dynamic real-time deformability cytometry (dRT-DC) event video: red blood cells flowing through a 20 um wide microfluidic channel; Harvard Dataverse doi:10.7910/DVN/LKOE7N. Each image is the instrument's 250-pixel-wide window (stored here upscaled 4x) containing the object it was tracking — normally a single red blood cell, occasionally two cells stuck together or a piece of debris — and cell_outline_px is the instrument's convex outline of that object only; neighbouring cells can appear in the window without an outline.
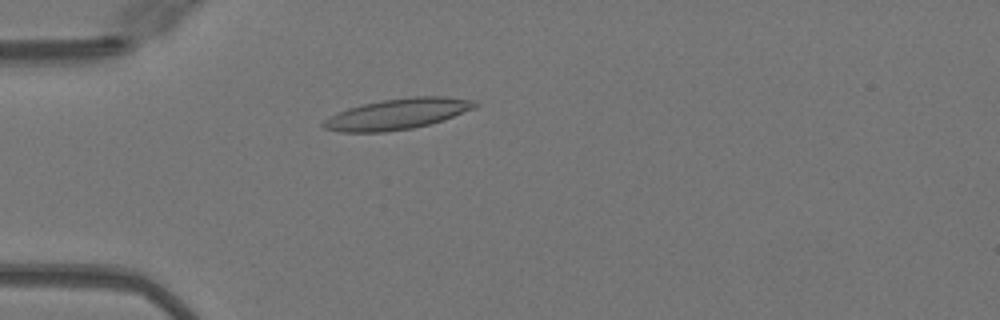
{"species": "Egyptian fruit bat (a non-hibernating species)", "species_latin": "Rousettus aegyptiacus", "temperature_condition": "warm", "stored_images_in_passage": 51, "camera_frame_rate_fps": 3000, "um_per_image_px": 0.085, "animal": {"sex": "female"}, "frame": {"image": 1, "passage_image": 15, "time_ms": 4.667, "image_size_px": [1000, 320], "cell_outline_px": [[480, 104], [476, 108], [444, 120], [412, 128], [384, 132], [340, 132], [324, 128], [320, 124], [324, 120], [348, 108], [364, 104], [384, 100], [412, 96], [444, 96], [472, 100]], "centroid_in_image_um": [33.83, 9.69], "position_along_channel_um": 51.2, "area_um2": 26.99}}
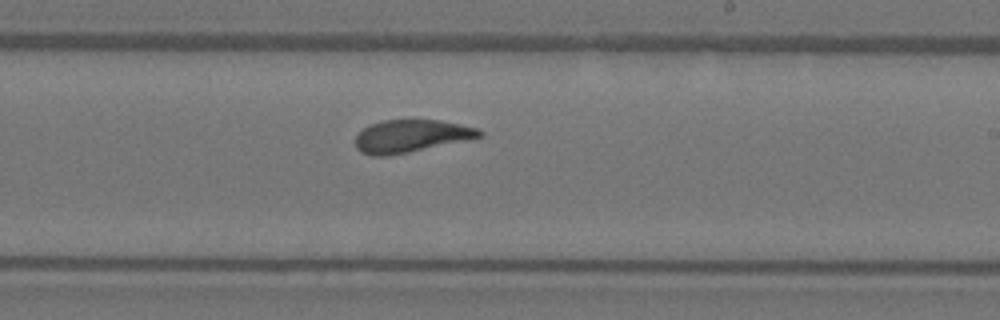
{"frame": {"image": 2, "passage_image": 31, "time_ms": 10.0, "image_size_px": [1000, 320], "cell_outline_px": [[484, 136], [408, 152], [384, 156], [372, 156], [360, 152], [356, 148], [356, 136], [368, 124], [380, 120], [440, 120], [480, 128], [484, 132]], "centroid_in_image_um": [34.93, 11.55], "position_along_channel_um": 254.1, "area_um2": 23.52}}
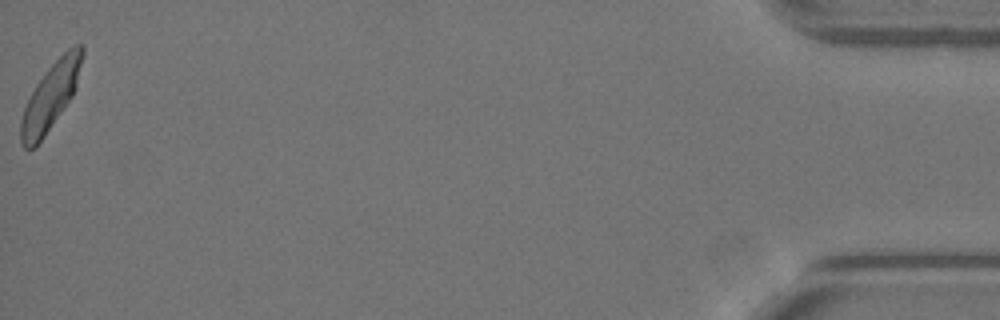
{"frame": {"image": 3, "passage_image": 51, "time_ms": 16.667, "image_size_px": [1000, 320], "cell_outline_px": [[84, 52], [76, 88], [72, 96], [36, 148], [24, 148], [20, 144], [20, 120], [24, 108], [36, 84], [48, 68], [68, 48], [76, 44], [84, 44]], "centroid_in_image_um": [4.3, 8.2], "position_along_channel_um": 430.9, "area_um2": 23.7}, "authors_computed_cell_mechanics": {"area_um2": 24.3916, "velocity_mm_per_s": 4.0548, "shape_relaxation_time_tau1_ms": 3.193, "shape_relaxation_time_tau2_ms": 1.1569, "deformation_change_tau1": 0.1816, "deformation_change_tau2": 0.095}}